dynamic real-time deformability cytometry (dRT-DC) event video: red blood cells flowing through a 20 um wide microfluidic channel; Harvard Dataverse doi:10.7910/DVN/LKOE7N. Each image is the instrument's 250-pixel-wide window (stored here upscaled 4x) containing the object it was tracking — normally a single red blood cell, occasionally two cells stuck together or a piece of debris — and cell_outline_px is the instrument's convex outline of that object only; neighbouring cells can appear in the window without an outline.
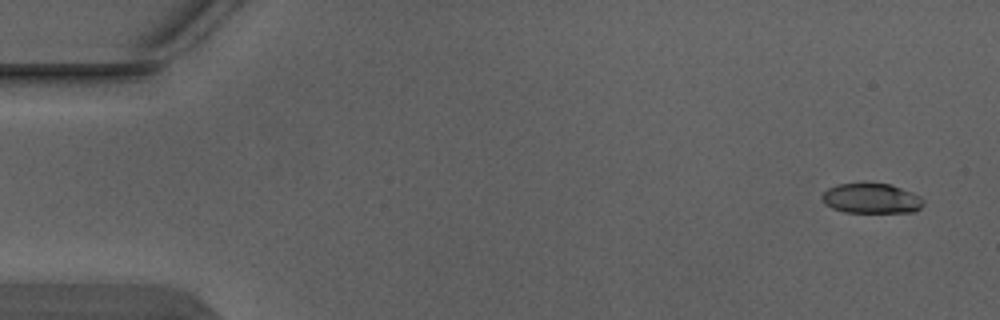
{"species": "Egyptian fruit bat (a non-hibernating species)", "species_latin": "Rousettus aegyptiacus", "temperature_condition": "warm", "stored_images_in_passage": 4, "segment_of_instrument_passage": [2, 2], "camera_frame_rate_fps": 3000, "um_per_image_px": 0.085, "animal": {"sex": "male"}, "frame": {"image": 1, "passage_image": 4, "time_ms": 1.0, "image_size_px": [1000, 320], "cell_outline_px": [[924, 204], [916, 212], [844, 212], [832, 208], [824, 204], [820, 196], [828, 188], [836, 184], [892, 184], [912, 192], [920, 196], [924, 200]], "centroid_in_image_um": [74.07, 16.87], "position_along_channel_um": 10.9, "area_um2": 17.8}}